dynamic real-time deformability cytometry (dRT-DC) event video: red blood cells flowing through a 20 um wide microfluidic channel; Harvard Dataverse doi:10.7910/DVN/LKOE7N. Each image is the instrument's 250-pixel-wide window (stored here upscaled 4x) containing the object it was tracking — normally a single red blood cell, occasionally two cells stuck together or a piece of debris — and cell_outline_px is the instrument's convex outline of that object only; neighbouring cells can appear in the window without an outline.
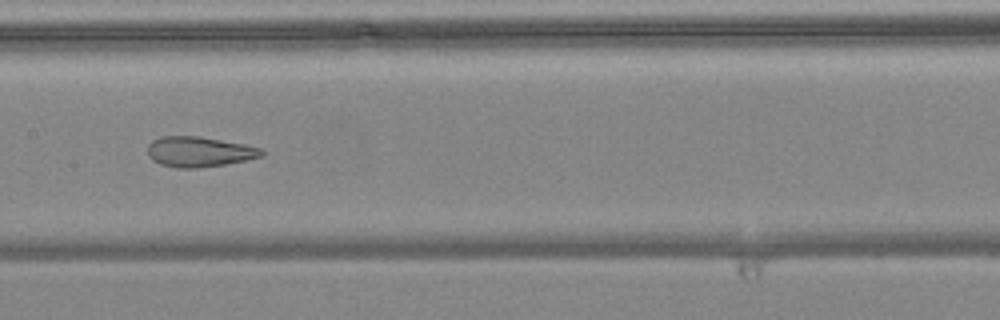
{"species": "common noctule bat (a hibernating species)", "species_latin": "Nyctalus noctula", "temperature_condition": "warm", "stored_images_in_passage": 6, "camera_frame_rate_fps": 3000, "um_per_image_px": 0.085, "animal": {"sex": "female", "body_mass_g": 24.6, "forearm_length_mm": 56.2}, "frame": {"image": 1, "passage_image": 6, "time_ms": 1.667, "image_size_px": [1000, 320], "cell_outline_px": [[264, 156], [224, 164], [196, 168], [176, 168], [160, 164], [152, 160], [148, 156], [148, 144], [152, 140], [160, 136], [200, 136], [244, 144], [260, 148], [264, 152]], "centroid_in_image_um": [16.89, 12.89], "position_along_channel_um": 190.5, "area_um2": 20.11}}